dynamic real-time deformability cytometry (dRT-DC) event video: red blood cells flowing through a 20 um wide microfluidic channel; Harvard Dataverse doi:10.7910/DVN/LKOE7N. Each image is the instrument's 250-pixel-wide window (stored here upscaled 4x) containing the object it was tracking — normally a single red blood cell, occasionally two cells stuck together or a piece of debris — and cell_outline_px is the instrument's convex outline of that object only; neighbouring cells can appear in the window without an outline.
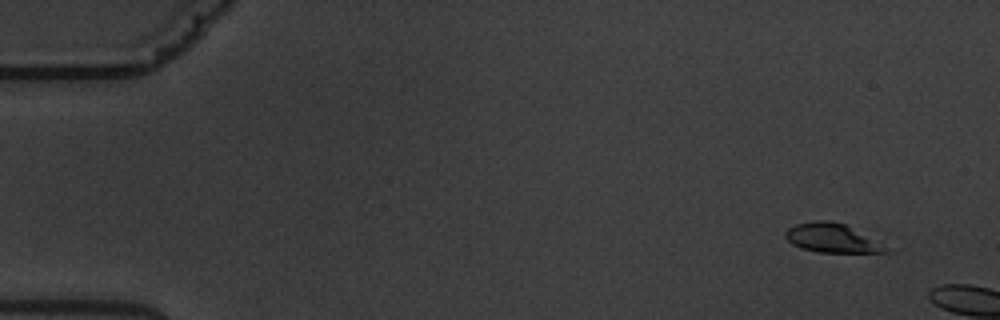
{"species": "common noctule bat (a hibernating species)", "species_latin": "Nyctalus noctula", "temperature_condition": "warm", "stored_images_in_passage": 2, "camera_frame_rate_fps": 3000, "um_per_image_px": 0.085, "animal": {"sex": "male", "body_mass_g": 19.5, "forearm_length_mm": 54.6}, "frame": {"image": 1, "passage_image": 1, "time_ms": 0.0, "image_size_px": [1000, 320], "cell_outline_px": [[892, 252], [820, 252], [804, 248], [792, 244], [784, 236], [784, 232], [788, 228], [796, 224], [816, 220], [832, 220], [844, 224]], "centroid_in_image_um": [70.59, 20.22], "position_along_channel_um": 14.4, "area_um2": 16.18}}